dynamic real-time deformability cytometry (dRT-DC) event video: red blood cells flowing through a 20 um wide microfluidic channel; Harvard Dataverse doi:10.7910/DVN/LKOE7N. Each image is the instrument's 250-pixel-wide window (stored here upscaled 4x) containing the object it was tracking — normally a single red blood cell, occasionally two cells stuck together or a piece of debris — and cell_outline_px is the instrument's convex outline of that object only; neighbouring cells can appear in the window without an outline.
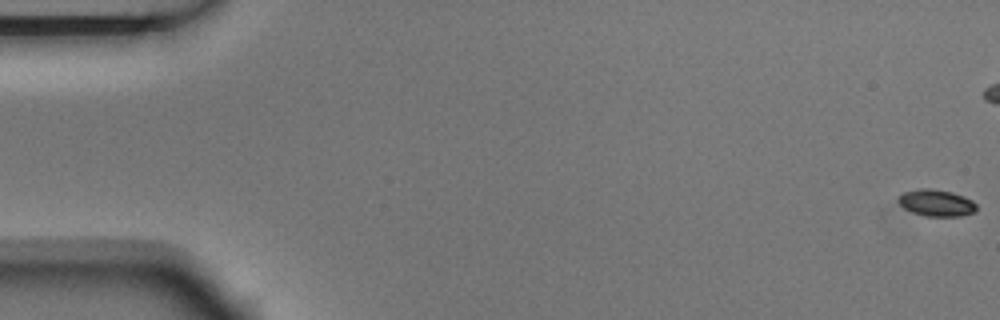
{"species": "Egyptian fruit bat (a non-hibernating species)", "species_latin": "Rousettus aegyptiacus", "temperature_condition": "room temperature", "stored_images_in_passage": 3, "camera_frame_rate_fps": 3000, "um_per_image_px": 0.085, "animal": {"sex": "male"}, "frame": {"image": 1, "passage_image": 1, "time_ms": 0.0, "image_size_px": [1000, 320], "cell_outline_px": [[976, 212], [960, 216], [924, 216], [912, 212], [904, 208], [896, 200], [904, 192], [920, 188], [932, 188], [952, 192], [964, 196], [972, 200], [976, 204]], "centroid_in_image_um": [79.6, 17.24], "position_along_channel_um": 5.4, "area_um2": 12.25}}